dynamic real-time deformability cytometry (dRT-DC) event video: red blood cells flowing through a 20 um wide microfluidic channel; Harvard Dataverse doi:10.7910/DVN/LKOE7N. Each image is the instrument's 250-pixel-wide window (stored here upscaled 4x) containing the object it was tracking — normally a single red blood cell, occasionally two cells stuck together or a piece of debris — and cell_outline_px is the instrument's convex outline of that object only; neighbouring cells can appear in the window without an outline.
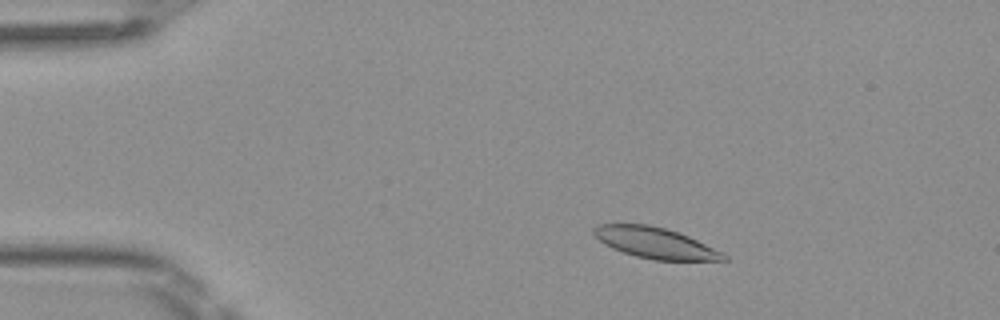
{"species": "Egyptian fruit bat (a non-hibernating species)", "species_latin": "Rousettus aegyptiacus", "temperature_condition": "room temperature", "stored_images_in_passage": 49, "camera_frame_rate_fps": 3000, "um_per_image_px": 0.085, "frame": {"image": 1, "passage_image": 8, "time_ms": 2.333, "image_size_px": [1000, 320], "cell_outline_px": [[728, 260], [652, 260], [636, 256], [612, 248], [600, 240], [592, 232], [592, 228], [596, 224], [648, 224], [664, 228], [688, 236], [724, 252], [728, 256]], "centroid_in_image_um": [55.7, 20.65], "position_along_channel_um": 29.3, "area_um2": 23.24}}
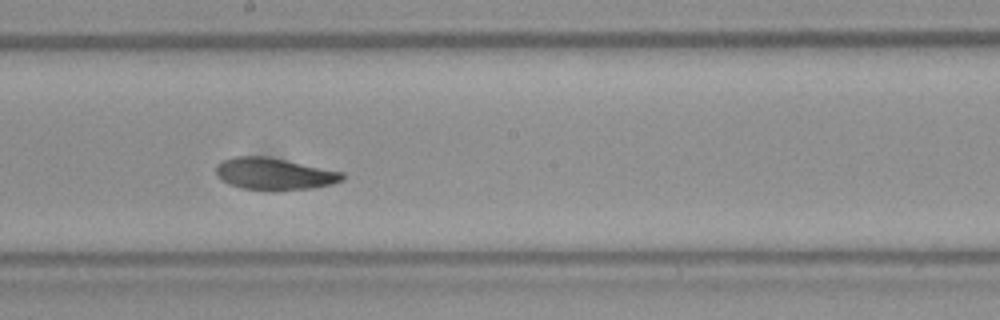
{"frame": {"image": 2, "passage_image": 27, "time_ms": 8.667, "image_size_px": [1000, 320], "cell_outline_px": [[344, 180], [332, 184], [312, 188], [272, 192], [240, 188], [228, 184], [216, 176], [216, 164], [224, 160], [236, 156], [268, 156], [344, 172]], "centroid_in_image_um": [23.31, 14.8], "position_along_channel_um": 224.9, "area_um2": 24.04}}
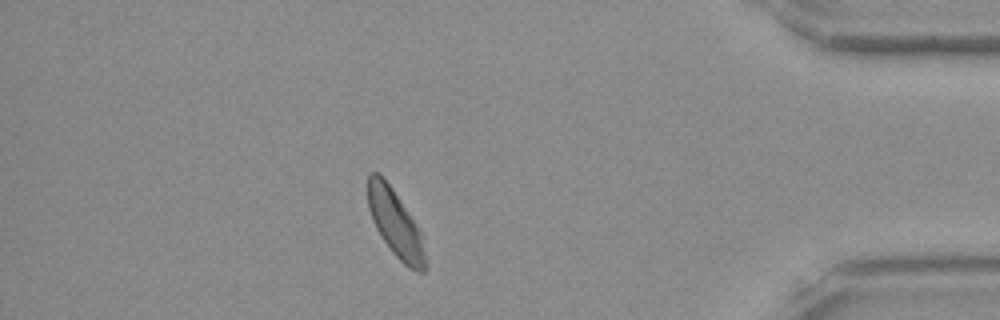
{"frame": {"image": 3, "passage_image": 43, "time_ms": 14.0, "image_size_px": [1000, 320], "cell_outline_px": [[428, 268], [424, 272], [416, 272], [408, 268], [392, 252], [376, 228], [372, 220], [368, 208], [368, 172], [376, 172], [392, 188], [424, 236], [428, 264]], "centroid_in_image_um": [33.67, 19.09], "position_along_channel_um": 401.5, "area_um2": 22.6}, "authors_computed_cell_mechanics": {"area_um2": 23.7558, "velocity_mm_per_s": 4.0611, "shape_relaxation_time_tau1_ms": 3.291, "shape_relaxation_time_tau2_ms": 4.956, "deformation_change_tau1": 0.1128, "deformation_change_tau2": 0.1098}}